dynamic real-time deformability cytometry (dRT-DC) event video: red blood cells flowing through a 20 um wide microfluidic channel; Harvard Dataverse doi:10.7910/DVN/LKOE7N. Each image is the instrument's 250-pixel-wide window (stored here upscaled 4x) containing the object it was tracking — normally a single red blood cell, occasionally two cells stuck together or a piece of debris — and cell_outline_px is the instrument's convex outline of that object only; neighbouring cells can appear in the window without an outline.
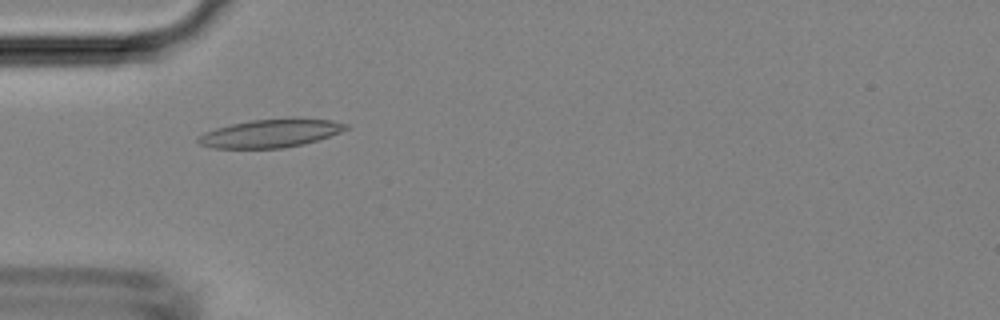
{"species": "Egyptian fruit bat (a non-hibernating species)", "species_latin": "Rousettus aegyptiacus", "temperature_condition": "room temperature", "stored_images_in_passage": 48, "camera_frame_rate_fps": 3000, "um_per_image_px": 0.085, "animal": {"sex": "female"}, "frame": {"image": 1, "passage_image": 15, "time_ms": 4.667, "image_size_px": [1000, 320], "cell_outline_px": [[348, 128], [340, 132], [304, 144], [284, 148], [212, 148], [200, 144], [196, 140], [196, 136], [204, 132], [216, 128], [232, 124], [252, 120], [332, 120], [348, 124]], "centroid_in_image_um": [22.91, 11.36], "position_along_channel_um": 62.1, "area_um2": 23.58}}
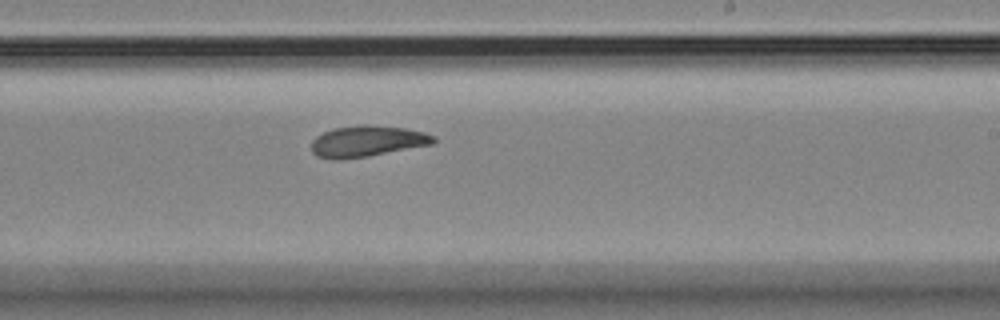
{"frame": {"image": 2, "passage_image": 29, "time_ms": 9.333, "image_size_px": [1000, 320], "cell_outline_px": [[436, 140], [432, 144], [368, 156], [340, 160], [332, 160], [316, 156], [312, 152], [312, 140], [316, 136], [332, 128], [364, 124], [404, 128], [424, 132], [436, 136]], "centroid_in_image_um": [31.18, 12.01], "position_along_channel_um": 257.8, "area_um2": 22.2}}
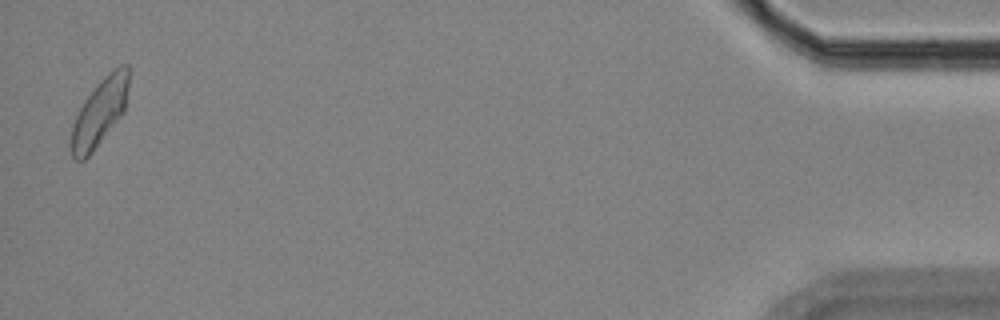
{"frame": {"image": 3, "passage_image": 47, "time_ms": 15.333, "image_size_px": [1000, 320], "cell_outline_px": [[132, 72], [124, 112], [92, 152], [84, 160], [72, 160], [68, 144], [72, 128], [76, 116], [84, 100], [100, 80], [108, 72], [120, 64], [128, 64]], "centroid_in_image_um": [8.49, 9.52], "position_along_channel_um": 426.7, "area_um2": 23.06}}